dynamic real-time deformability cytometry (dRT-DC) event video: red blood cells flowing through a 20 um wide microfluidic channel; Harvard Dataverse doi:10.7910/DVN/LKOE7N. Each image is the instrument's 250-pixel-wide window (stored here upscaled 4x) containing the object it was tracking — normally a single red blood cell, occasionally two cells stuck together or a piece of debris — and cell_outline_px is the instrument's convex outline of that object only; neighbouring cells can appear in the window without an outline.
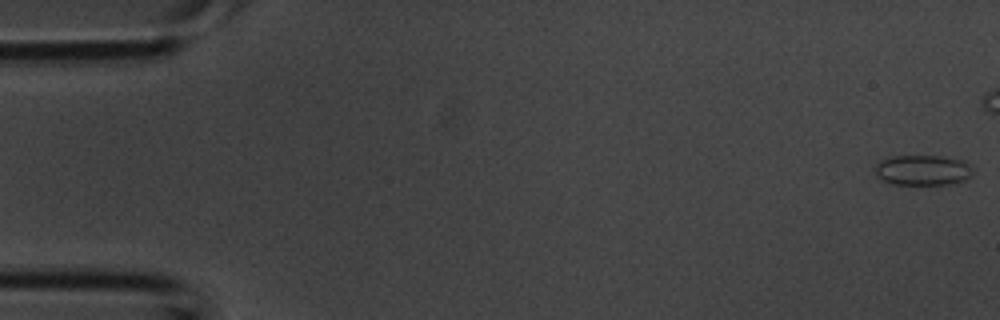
{"species": "common noctule bat (a hibernating species)", "species_latin": "Nyctalus noctula", "temperature_condition": "room temperature", "stored_images_in_passage": 4, "camera_frame_rate_fps": 3000, "um_per_image_px": 0.085, "animal": {"sex": "male", "body_mass_g": 20.1, "forearm_length_mm": 53.5}, "frame": {"image": 1, "passage_image": 1, "time_ms": 0.0, "image_size_px": [1000, 320], "cell_outline_px": [[972, 176], [964, 180], [948, 184], [892, 184], [880, 180], [876, 172], [876, 164], [880, 160], [888, 156], [940, 156], [964, 160], [972, 164]], "centroid_in_image_um": [78.45, 14.45], "position_along_channel_um": 6.6, "area_um2": 17.46}}
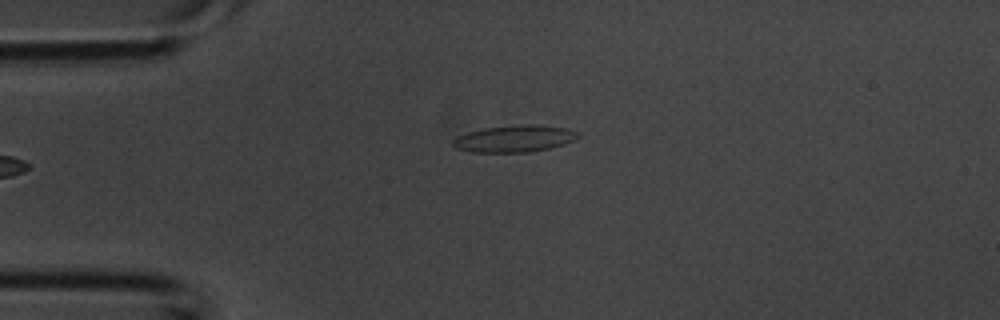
{"frame": {"image": 2, "passage_image": 4, "time_ms": 1.0, "image_size_px": [1000, 320], "cell_outline_px": [[580, 136], [576, 140], [564, 144], [548, 148], [528, 152], [472, 152], [456, 148], [452, 144], [452, 140], [456, 136], [468, 132], [484, 128], [524, 124], [536, 124], [568, 128], [580, 132]], "centroid_in_image_um": [43.76, 11.77], "position_along_channel_um": 41.2, "area_um2": 19.71}}